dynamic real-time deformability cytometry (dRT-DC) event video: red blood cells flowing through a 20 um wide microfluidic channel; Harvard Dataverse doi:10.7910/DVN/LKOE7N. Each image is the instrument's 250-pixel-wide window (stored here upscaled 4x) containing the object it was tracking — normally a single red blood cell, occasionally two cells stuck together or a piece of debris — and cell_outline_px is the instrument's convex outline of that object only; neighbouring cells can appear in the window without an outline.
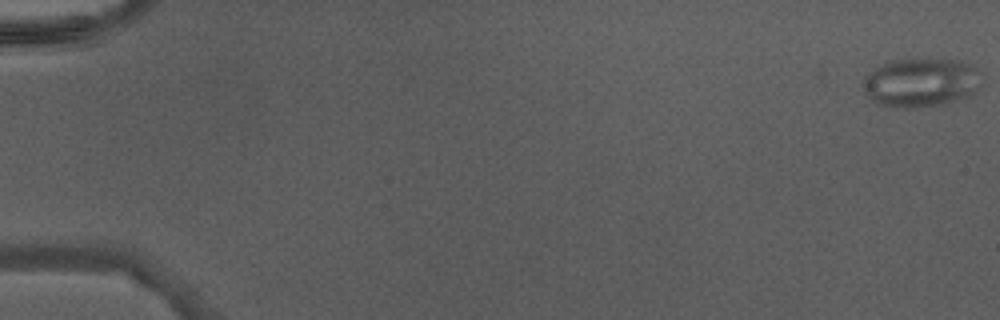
{"species": "Egyptian fruit bat (a non-hibernating species)", "species_latin": "Rousettus aegyptiacus", "temperature_condition": "warm", "stored_images_in_passage": 48, "segment_of_instrument_passage": [1, 2], "camera_frame_rate_fps": 3000, "um_per_image_px": 0.085, "animal": {"sex": "male"}, "frame": {"image": 1, "passage_image": 1, "time_ms": 0.0, "image_size_px": [1000, 320], "cell_outline_px": [[980, 72], [976, 92], [968, 96], [948, 104], [916, 108], [896, 108], [876, 104], [864, 92], [864, 76], [872, 68], [888, 60], [956, 60], [972, 64]], "centroid_in_image_um": [78.24, 7.04], "position_along_channel_um": 6.8, "area_um2": 34.04}}